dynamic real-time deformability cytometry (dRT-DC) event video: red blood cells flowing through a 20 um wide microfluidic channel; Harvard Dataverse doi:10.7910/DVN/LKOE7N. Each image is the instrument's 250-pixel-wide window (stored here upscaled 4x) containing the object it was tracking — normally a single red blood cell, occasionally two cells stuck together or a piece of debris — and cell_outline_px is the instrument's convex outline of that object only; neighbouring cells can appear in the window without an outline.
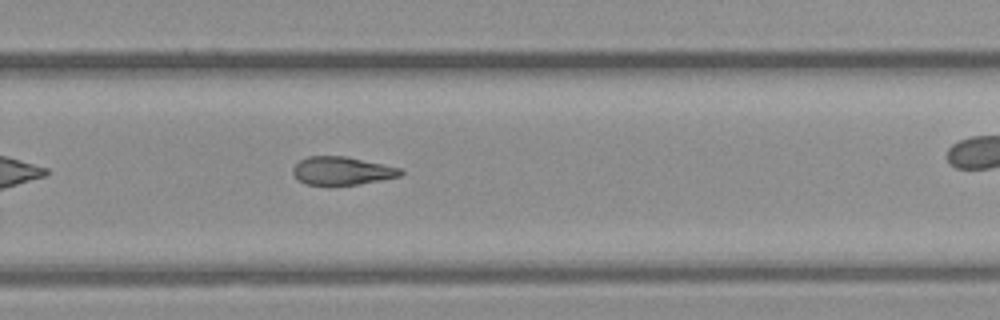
{"species": "common noctule bat (a hibernating species)", "species_latin": "Nyctalus noctula", "temperature_condition": "cold", "stored_images_in_passage": 29, "camera_frame_rate_fps": 3000, "um_per_image_px": 0.085, "animal": {"sex": "female", "body_mass_g": 21.9}, "frame": {"image": 1, "passage_image": 21, "time_ms": 6.667, "image_size_px": [1000, 320], "cell_outline_px": [[404, 172], [400, 176], [380, 180], [356, 184], [328, 188], [304, 184], [292, 172], [292, 168], [300, 160], [308, 156], [348, 156], [404, 168]], "centroid_in_image_um": [29.07, 14.54], "position_along_channel_um": 300.7, "area_um2": 18.38}}